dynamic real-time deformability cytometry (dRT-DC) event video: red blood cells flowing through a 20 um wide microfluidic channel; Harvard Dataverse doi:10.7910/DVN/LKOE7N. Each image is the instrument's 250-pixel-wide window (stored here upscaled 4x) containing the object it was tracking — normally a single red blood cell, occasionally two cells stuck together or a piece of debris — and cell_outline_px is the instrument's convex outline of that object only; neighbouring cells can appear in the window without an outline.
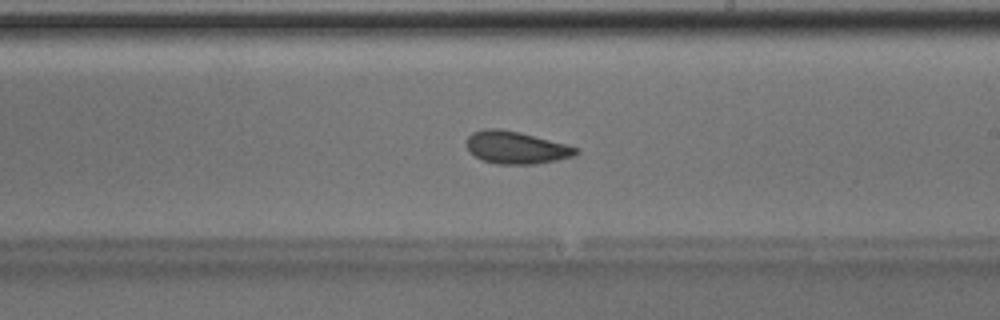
{"species": "Egyptian fruit bat (a non-hibernating species)", "species_latin": "Rousettus aegyptiacus", "temperature_condition": "room temperature", "stored_images_in_passage": 50, "camera_frame_rate_fps": 3000, "um_per_image_px": 0.085, "animal": {"sex": "male"}, "frame": {"image": 1, "passage_image": 29, "time_ms": 9.333, "image_size_px": [1000, 320], "cell_outline_px": [[580, 152], [572, 156], [556, 160], [536, 164], [496, 164], [480, 160], [468, 152], [468, 136], [472, 132], [484, 128], [500, 128], [520, 132], [568, 144], [580, 148]], "centroid_in_image_um": [43.87, 12.54], "position_along_channel_um": 245.1, "area_um2": 20.98}, "authors_computed_cell_mechanics": {"area_um2": 21.0103, "velocity_mm_per_s": 4.0205, "shape_relaxation_time_tau1_ms": 3.7606, "shape_relaxation_time_tau2_ms": 4.2628, "deformation_change_tau1": 0.109, "deformation_change_tau2": 0.0666}}